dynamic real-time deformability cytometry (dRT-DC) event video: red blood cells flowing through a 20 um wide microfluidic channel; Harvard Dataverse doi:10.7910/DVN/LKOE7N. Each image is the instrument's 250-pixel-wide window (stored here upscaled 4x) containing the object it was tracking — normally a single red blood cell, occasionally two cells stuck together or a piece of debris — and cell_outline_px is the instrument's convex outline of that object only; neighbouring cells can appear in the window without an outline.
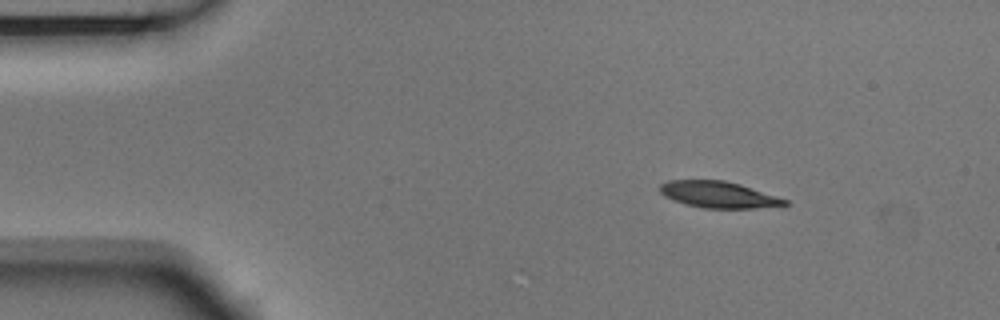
{"species": "Egyptian fruit bat (a non-hibernating species)", "species_latin": "Rousettus aegyptiacus", "temperature_condition": "room temperature", "stored_images_in_passage": 3, "camera_frame_rate_fps": 3000, "um_per_image_px": 0.085, "animal": {"sex": "male"}, "frame": {"image": 1, "passage_image": 1, "time_ms": 0.0, "image_size_px": [1000, 320], "cell_outline_px": [[788, 204], [756, 208], [704, 208], [684, 204], [672, 200], [664, 196], [660, 192], [660, 184], [668, 180], [724, 180], [740, 184], [788, 200]], "centroid_in_image_um": [61.02, 16.54], "position_along_channel_um": 24.0, "area_um2": 19.13}}
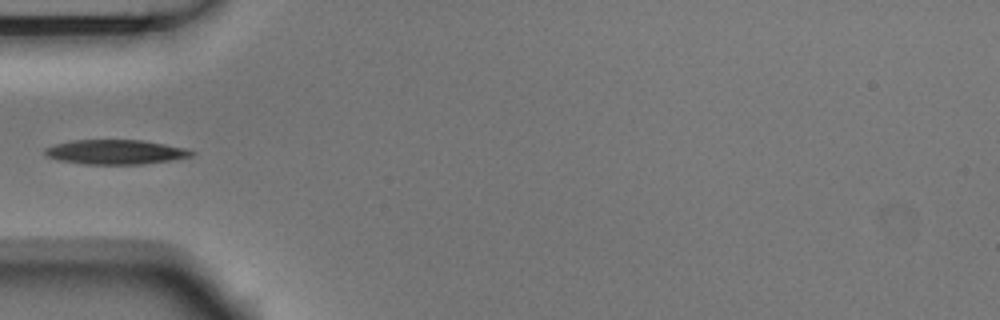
{"frame": {"image": 2, "passage_image": 3, "time_ms": 0.667, "image_size_px": [1000, 320], "cell_outline_px": [[196, 152], [192, 156], [172, 160], [144, 164], [84, 164], [60, 160], [48, 156], [44, 152], [44, 148], [56, 144], [72, 140], [144, 140], [188, 148]], "centroid_in_image_um": [9.88, 12.91], "position_along_channel_um": 75.1, "area_um2": 21.04}}